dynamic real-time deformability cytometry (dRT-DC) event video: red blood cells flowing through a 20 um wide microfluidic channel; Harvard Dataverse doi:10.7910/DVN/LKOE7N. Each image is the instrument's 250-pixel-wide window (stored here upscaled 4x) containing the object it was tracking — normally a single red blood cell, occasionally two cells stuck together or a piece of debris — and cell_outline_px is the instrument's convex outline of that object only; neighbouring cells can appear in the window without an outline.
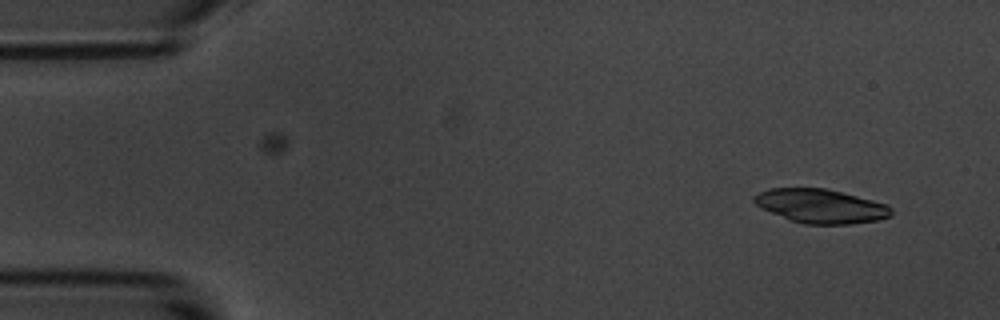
{"species": "common noctule bat (a hibernating species)", "species_latin": "Nyctalus noctula", "temperature_condition": "room temperature", "stored_images_in_passage": 4, "camera_frame_rate_fps": 3000, "um_per_image_px": 0.085, "animal": {"sex": "male", "body_mass_g": 20.1, "forearm_length_mm": 53.5}, "frame": {"image": 1, "passage_image": 1, "time_ms": 0.0, "image_size_px": [1000, 320], "cell_outline_px": [[892, 216], [876, 220], [852, 224], [804, 224], [792, 220], [760, 208], [752, 200], [752, 196], [768, 188], [824, 188], [888, 204], [892, 208]], "centroid_in_image_um": [69.76, 17.52], "position_along_channel_um": 15.2, "area_um2": 27.05}}